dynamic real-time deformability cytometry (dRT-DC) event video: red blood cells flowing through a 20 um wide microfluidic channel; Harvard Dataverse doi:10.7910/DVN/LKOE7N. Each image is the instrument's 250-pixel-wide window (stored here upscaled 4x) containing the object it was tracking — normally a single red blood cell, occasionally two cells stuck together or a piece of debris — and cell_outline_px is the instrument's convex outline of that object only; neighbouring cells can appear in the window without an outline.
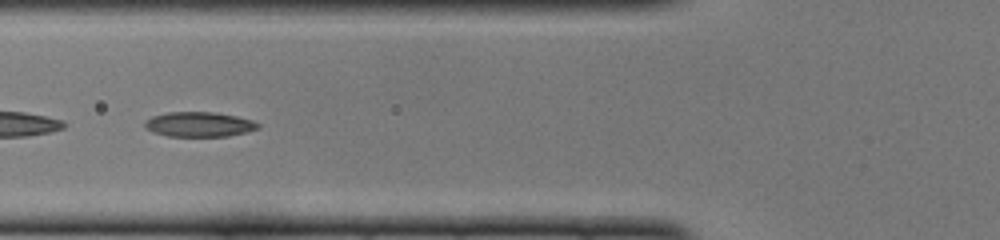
{"species": "common noctule bat (a hibernating species)", "species_latin": "Nyctalus noctula", "temperature_condition": "cold", "stored_images_in_passage": 46, "segment_of_instrument_passage": [2, 2], "camera_frame_rate_fps": 3000, "um_per_image_px": 0.085, "animal": {"sex": "female", "body_mass_g": 22.0, "forearm_length_mm": 56.7}, "frame": {"image": 1, "passage_image": 17, "time_ms": 5.333, "image_size_px": [1000, 240], "cell_outline_px": [[260, 128], [248, 132], [228, 136], [168, 136], [152, 132], [144, 128], [144, 120], [152, 116], [168, 112], [212, 112], [236, 116], [252, 120], [260, 124]], "centroid_in_image_um": [16.91, 10.57], "position_along_channel_um": 108.9, "area_um2": 16.53}}
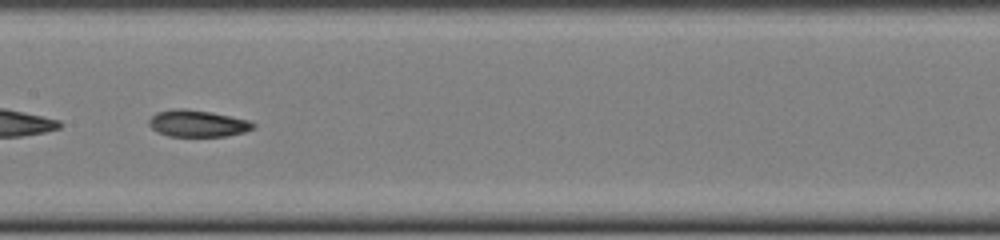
{"frame": {"image": 2, "passage_image": 23, "time_ms": 7.333, "image_size_px": [1000, 240], "cell_outline_px": [[256, 124], [252, 128], [244, 132], [224, 136], [168, 136], [156, 132], [148, 124], [148, 120], [156, 112], [180, 108], [184, 108], [212, 112], [248, 120]], "centroid_in_image_um": [16.75, 10.49], "position_along_channel_um": 190.6, "area_um2": 16.18}}
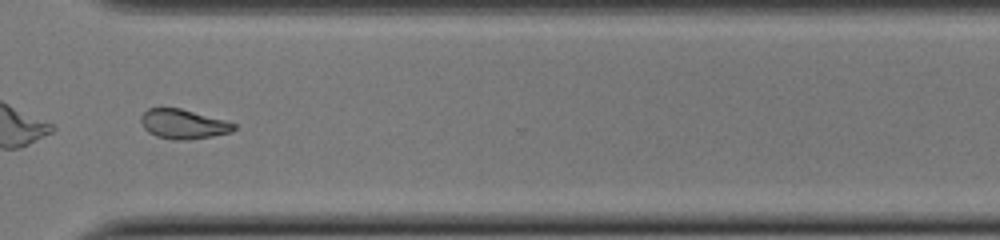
{"frame": {"image": 3, "passage_image": 35, "time_ms": 11.333, "image_size_px": [1000, 240], "cell_outline_px": [[236, 128], [232, 132], [212, 136], [188, 140], [176, 140], [156, 136], [148, 132], [144, 128], [140, 120], [140, 116], [148, 108], [180, 108], [224, 120], [236, 124]], "centroid_in_image_um": [15.57, 10.55], "position_along_channel_um": 355.0, "area_um2": 15.95}}